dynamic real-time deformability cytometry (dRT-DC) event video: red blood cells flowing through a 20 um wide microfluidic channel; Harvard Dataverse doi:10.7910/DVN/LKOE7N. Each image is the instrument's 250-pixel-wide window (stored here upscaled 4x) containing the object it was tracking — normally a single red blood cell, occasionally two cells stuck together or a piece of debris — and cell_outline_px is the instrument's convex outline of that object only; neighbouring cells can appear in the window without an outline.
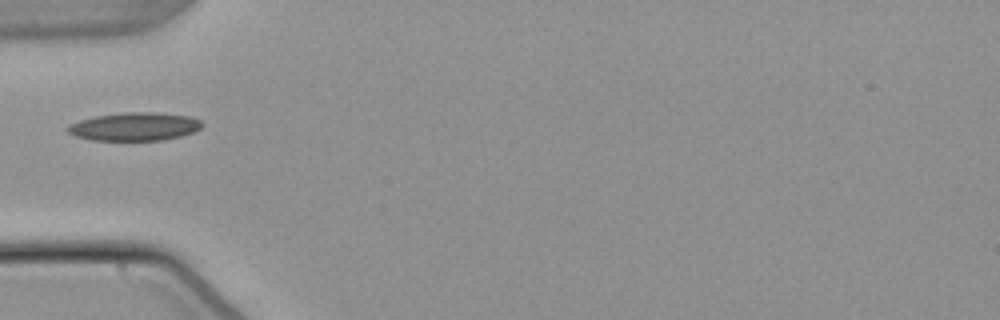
{"species": "common noctule bat (a hibernating species)", "species_latin": "Nyctalus noctula", "temperature_condition": "warm", "stored_images_in_passage": 37, "camera_frame_rate_fps": 3000, "um_per_image_px": 0.085, "animal": {"sex": "male", "body_mass_g": 21.5, "forearm_length_mm": 52.0}, "frame": {"image": 1, "passage_image": 1, "time_ms": 0.0, "image_size_px": [1000, 320], "cell_outline_px": [[204, 124], [200, 128], [192, 132], [180, 136], [160, 140], [92, 140], [76, 136], [68, 132], [64, 128], [68, 124], [80, 120], [96, 116], [124, 112], [156, 112], [192, 116], [200, 120]], "centroid_in_image_um": [11.43, 10.75], "position_along_channel_um": 73.6, "area_um2": 22.14}}
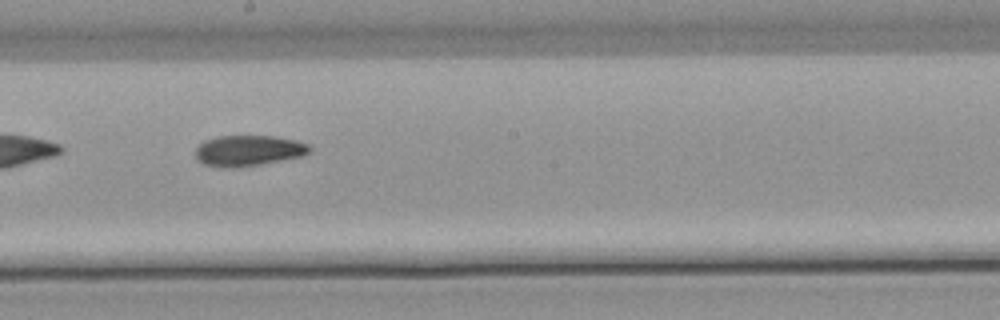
{"frame": {"image": 2, "passage_image": 13, "time_ms": 4.0, "image_size_px": [1000, 320], "cell_outline_px": [[312, 148], [304, 156], [260, 164], [232, 168], [224, 168], [204, 164], [196, 156], [196, 148], [204, 140], [220, 136], [276, 136], [296, 140], [308, 144]], "centroid_in_image_um": [21.14, 12.8], "position_along_channel_um": 227.1, "area_um2": 20.4}}
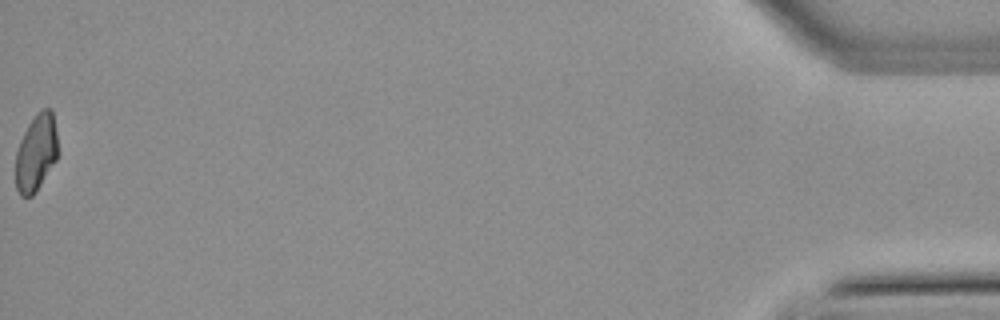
{"frame": {"image": 3, "passage_image": 37, "time_ms": 12.0, "image_size_px": [1000, 320], "cell_outline_px": [[60, 152], [56, 160], [36, 192], [32, 196], [20, 196], [16, 188], [16, 152], [20, 140], [28, 124], [36, 112], [40, 108], [52, 108]], "centroid_in_image_um": [3.1, 12.95], "position_along_channel_um": 432.1, "area_um2": 19.36}}